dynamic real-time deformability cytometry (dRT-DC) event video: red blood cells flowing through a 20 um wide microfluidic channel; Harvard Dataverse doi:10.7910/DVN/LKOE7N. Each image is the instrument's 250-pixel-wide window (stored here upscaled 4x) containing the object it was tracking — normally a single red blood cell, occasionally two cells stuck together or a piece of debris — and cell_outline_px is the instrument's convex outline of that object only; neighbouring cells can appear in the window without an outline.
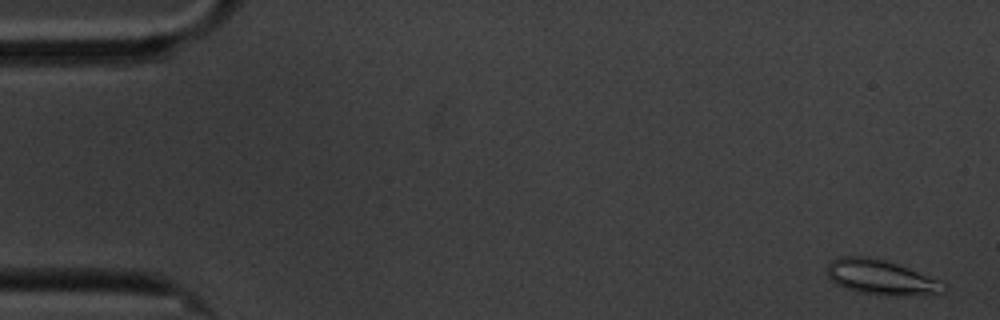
{"species": "common noctule bat (a hibernating species)", "species_latin": "Nyctalus noctula", "temperature_condition": "cold", "stored_images_in_passage": 60, "camera_frame_rate_fps": 3000, "um_per_image_px": 0.085, "animal": {"sex": "male", "body_mass_g": 20.1, "forearm_length_mm": 53.5}, "frame": {"image": 1, "passage_image": 2, "time_ms": 0.333, "image_size_px": [1000, 320], "cell_outline_px": [[948, 288], [944, 292], [860, 292], [844, 288], [836, 284], [828, 276], [828, 264], [832, 260], [840, 256], [868, 256], [888, 260], [940, 280]], "centroid_in_image_um": [74.8, 23.48], "position_along_channel_um": 10.2, "area_um2": 22.43}}
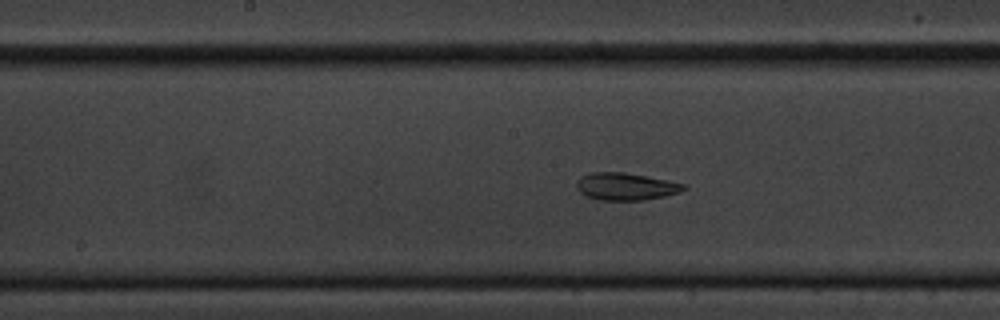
{"frame": {"image": 2, "passage_image": 30, "time_ms": 9.667, "image_size_px": [1000, 320], "cell_outline_px": [[688, 188], [680, 192], [664, 196], [644, 200], [600, 200], [584, 196], [576, 188], [576, 180], [580, 176], [592, 172], [624, 172], [684, 184]], "centroid_in_image_um": [53.13, 15.86], "position_along_channel_um": 195.1, "area_um2": 17.05}}
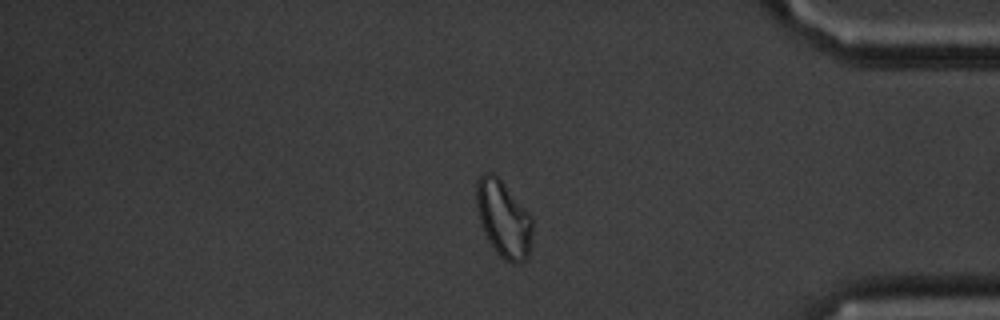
{"frame": {"image": 3, "passage_image": 50, "time_ms": 16.333, "image_size_px": [1000, 320], "cell_outline_px": [[532, 244], [528, 256], [524, 264], [512, 264], [504, 260], [496, 252], [488, 240], [480, 224], [476, 208], [476, 180], [484, 172], [492, 172], [500, 180], [532, 216]], "centroid_in_image_um": [42.8, 18.66], "position_along_channel_um": 392.4, "area_um2": 25.37}, "authors_computed_cell_mechanics": {"area_um2": 19.9699, "velocity_mm_per_s": 3.3426, "shape_relaxation_time_tau1_ms": 10.075, "shape_relaxation_time_tau2_ms": 2.5027, "deformation_change_tau1": 0.1888, "deformation_change_tau2": 0.0717}}